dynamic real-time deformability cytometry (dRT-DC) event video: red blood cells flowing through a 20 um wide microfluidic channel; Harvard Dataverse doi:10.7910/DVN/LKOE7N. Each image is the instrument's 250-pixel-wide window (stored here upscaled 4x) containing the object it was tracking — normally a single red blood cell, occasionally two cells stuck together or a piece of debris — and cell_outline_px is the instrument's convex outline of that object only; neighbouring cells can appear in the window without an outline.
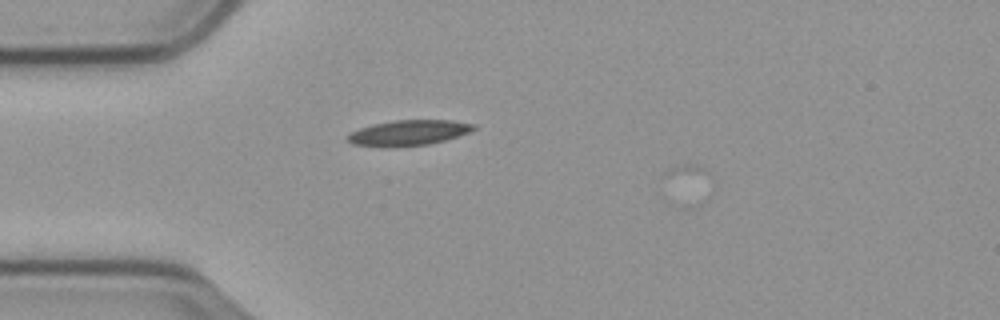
{"species": "common noctule bat (a hibernating species)", "species_latin": "Nyctalus noctula", "temperature_condition": "cold", "stored_images_in_passage": 7, "camera_frame_rate_fps": 3000, "um_per_image_px": 0.085, "animal": {"sex": "male", "body_mass_g": 23.1, "forearm_length_mm": 52.7}, "frame": {"image": 1, "passage_image": 1, "time_ms": 0.0, "image_size_px": [1000, 320], "cell_outline_px": [[476, 128], [468, 132], [444, 140], [428, 144], [352, 144], [348, 140], [348, 136], [352, 132], [360, 128], [372, 124], [396, 120], [452, 120], [476, 124]], "centroid_in_image_um": [34.82, 11.22], "position_along_channel_um": 50.2, "area_um2": 17.51}}
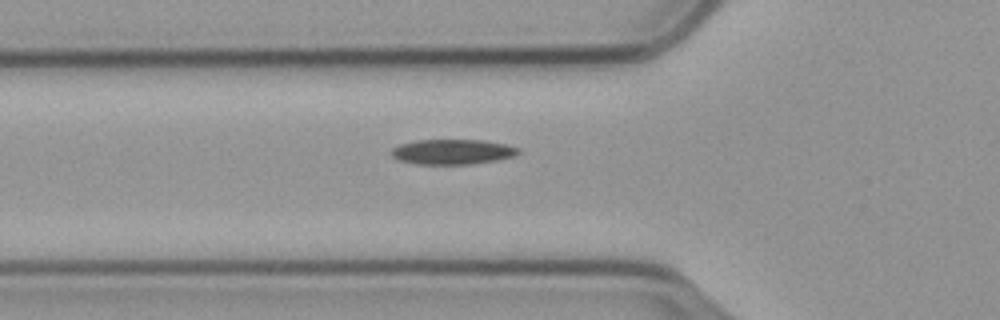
{"frame": {"image": 2, "passage_image": 5, "time_ms": 1.333, "image_size_px": [1000, 320], "cell_outline_px": [[520, 152], [512, 156], [472, 164], [420, 164], [400, 160], [392, 156], [392, 148], [400, 144], [416, 140], [480, 140], [504, 144], [520, 148]], "centroid_in_image_um": [38.44, 12.89], "position_along_channel_um": 87.4, "area_um2": 18.21}}